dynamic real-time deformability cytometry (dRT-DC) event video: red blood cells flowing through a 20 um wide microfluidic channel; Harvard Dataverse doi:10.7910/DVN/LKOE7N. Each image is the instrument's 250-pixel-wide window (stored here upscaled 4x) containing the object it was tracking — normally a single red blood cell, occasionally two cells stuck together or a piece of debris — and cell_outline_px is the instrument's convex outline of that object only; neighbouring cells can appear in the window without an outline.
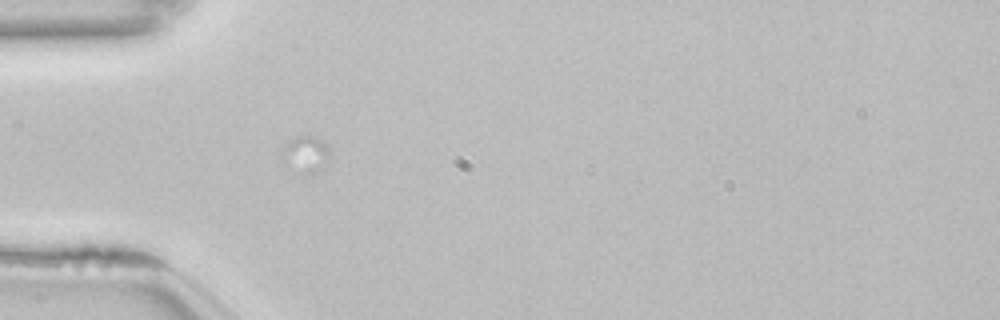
{"species": "common noctule bat (a hibernating species)", "species_latin": "Nyctalus noctula", "temperature_condition": "room temperature", "stored_images_in_passage": 8, "camera_frame_rate_fps": 3000, "um_per_image_px": 0.085, "animal": {"sex": "female", "body_mass_g": 22.7, "forearm_length_mm": 54.2}, "frame": {"image": 1, "passage_image": 1, "time_ms": 0.0, "image_size_px": [1000, 320], "cell_outline_px": [[328, 156], [316, 172], [304, 176], [280, 164], [280, 156], [288, 140], [296, 136], [312, 136], [320, 140], [328, 148]], "centroid_in_image_um": [25.84, 13.15], "position_along_channel_um": 59.2, "area_um2": 10.23}}